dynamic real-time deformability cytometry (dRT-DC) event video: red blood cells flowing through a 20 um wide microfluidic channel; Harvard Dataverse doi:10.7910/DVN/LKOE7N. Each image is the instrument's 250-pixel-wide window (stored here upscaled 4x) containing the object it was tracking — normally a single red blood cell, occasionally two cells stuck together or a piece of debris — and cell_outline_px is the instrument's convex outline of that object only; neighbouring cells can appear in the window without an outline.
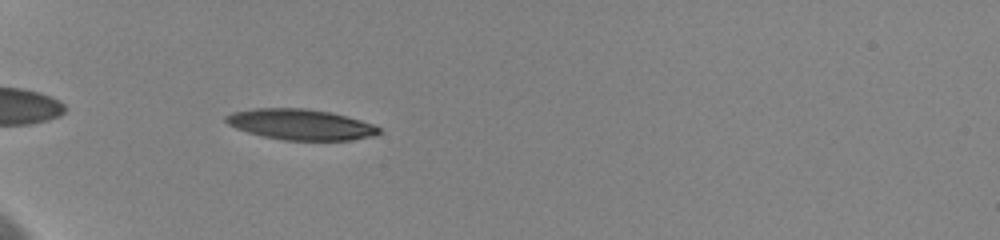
{"species": "human", "species_latin": "Homo sapiens", "temperature_condition": "cold", "stored_images_in_passage": 6, "camera_frame_rate_fps": 3000, "um_per_image_px": 0.085, "donor": {"sex": "female"}, "frame": {"image": 1, "passage_image": 1, "time_ms": 0.0, "image_size_px": [1000, 240], "cell_outline_px": [[380, 132], [376, 136], [352, 140], [284, 140], [264, 136], [248, 132], [236, 128], [228, 124], [224, 120], [224, 116], [232, 112], [256, 108], [304, 108], [328, 112], [376, 124], [380, 128]], "centroid_in_image_um": [25.56, 10.58], "position_along_channel_um": 59.4, "area_um2": 27.34}}